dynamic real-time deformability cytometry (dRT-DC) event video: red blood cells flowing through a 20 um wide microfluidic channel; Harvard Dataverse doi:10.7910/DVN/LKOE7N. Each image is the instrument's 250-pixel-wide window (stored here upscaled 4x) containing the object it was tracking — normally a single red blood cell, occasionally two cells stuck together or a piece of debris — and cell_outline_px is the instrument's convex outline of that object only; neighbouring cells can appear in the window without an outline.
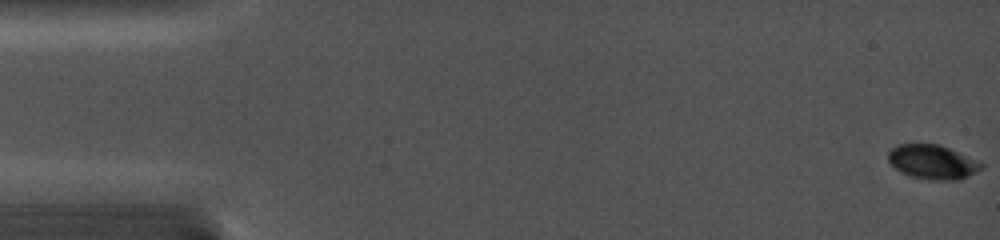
{"species": "common noctule bat (a hibernating species)", "species_latin": "Nyctalus noctula", "temperature_condition": "cold", "stored_images_in_passage": 18, "camera_frame_rate_fps": 5000, "um_per_image_px": 0.085, "animal": {"sex": "female", "body_mass_g": 19.0, "forearm_length_mm": 56.7}, "frame": {"image": 1, "passage_image": 1, "time_ms": 0.0, "image_size_px": [1000, 240], "cell_outline_px": [[984, 164], [976, 172], [960, 180], [932, 180], [908, 176], [900, 172], [888, 160], [888, 152], [892, 148], [900, 144], [936, 144], [948, 148]], "centroid_in_image_um": [79.23, 13.78], "position_along_channel_um": 5.8, "area_um2": 18.32}}
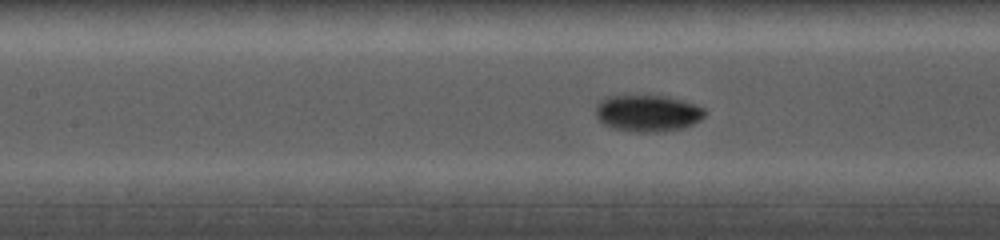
{"frame": {"image": 2, "passage_image": 10, "time_ms": 7.4, "image_size_px": [1000, 240], "cell_outline_px": [[708, 112], [700, 120], [684, 128], [664, 132], [632, 132], [612, 128], [604, 124], [596, 116], [596, 104], [604, 96], [668, 96], [684, 100], [704, 108]], "centroid_in_image_um": [55.07, 9.63], "position_along_channel_um": 152.3, "area_um2": 23.64}}
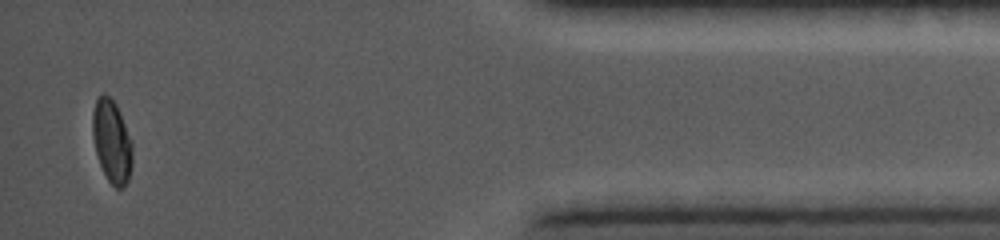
{"frame": {"image": 3, "passage_image": 18, "time_ms": 15.4, "image_size_px": [1000, 240], "cell_outline_px": [[132, 168], [128, 180], [124, 188], [116, 188], [108, 180], [100, 164], [96, 152], [92, 136], [92, 112], [96, 100], [104, 92], [116, 104], [120, 112], [132, 140]], "centroid_in_image_um": [9.51, 12.02], "position_along_channel_um": 425.7, "area_um2": 19.36}}